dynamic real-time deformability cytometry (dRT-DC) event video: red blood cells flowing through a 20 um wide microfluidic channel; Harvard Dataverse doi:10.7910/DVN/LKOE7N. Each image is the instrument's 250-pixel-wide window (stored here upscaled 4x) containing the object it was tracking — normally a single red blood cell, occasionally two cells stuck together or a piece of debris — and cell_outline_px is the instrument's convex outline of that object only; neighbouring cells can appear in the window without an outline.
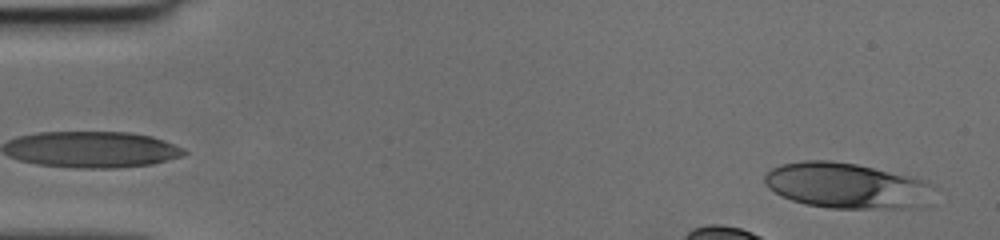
{"species": "human", "species_latin": "Homo sapiens", "temperature_condition": "cold", "stored_images_in_passage": 35, "camera_frame_rate_fps": 3000, "um_per_image_px": 0.085, "donor": {"sex": "female"}, "frame": {"image": 1, "passage_image": 1, "time_ms": 0.0, "image_size_px": [1000, 240], "cell_outline_px": [[928, 204], [924, 208], [828, 208], [808, 204], [792, 200], [768, 188], [764, 180], [764, 176], [772, 168], [780, 164], [804, 160], [832, 160], [856, 164], [912, 176], [924, 180], [928, 184]], "centroid_in_image_um": [71.94, 15.77], "position_along_channel_um": 13.1, "area_um2": 44.74}}
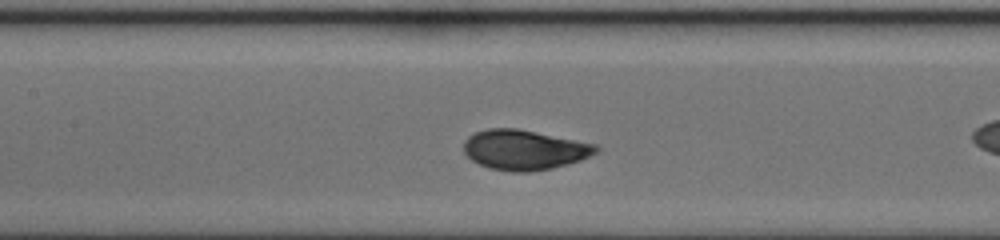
{"frame": {"image": 2, "passage_image": 18, "time_ms": 5.667, "image_size_px": [1000, 240], "cell_outline_px": [[600, 148], [596, 152], [580, 160], [552, 168], [528, 172], [512, 172], [488, 168], [472, 160], [464, 152], [464, 140], [468, 136], [476, 132], [488, 128], [516, 128], [596, 144]], "centroid_in_image_um": [44.54, 12.73], "position_along_channel_um": 162.9, "area_um2": 30.63}}
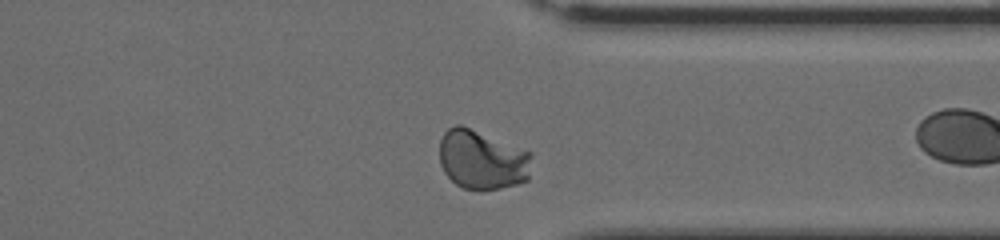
{"frame": {"image": 3, "passage_image": 33, "time_ms": 10.667, "image_size_px": [1000, 240], "cell_outline_px": [[532, 156], [528, 180], [516, 184], [500, 188], [464, 188], [456, 184], [444, 172], [440, 164], [440, 140], [444, 132], [448, 128], [456, 124], [460, 124], [532, 152]], "centroid_in_image_um": [40.98, 13.55], "position_along_channel_um": 370.4, "area_um2": 31.73}}